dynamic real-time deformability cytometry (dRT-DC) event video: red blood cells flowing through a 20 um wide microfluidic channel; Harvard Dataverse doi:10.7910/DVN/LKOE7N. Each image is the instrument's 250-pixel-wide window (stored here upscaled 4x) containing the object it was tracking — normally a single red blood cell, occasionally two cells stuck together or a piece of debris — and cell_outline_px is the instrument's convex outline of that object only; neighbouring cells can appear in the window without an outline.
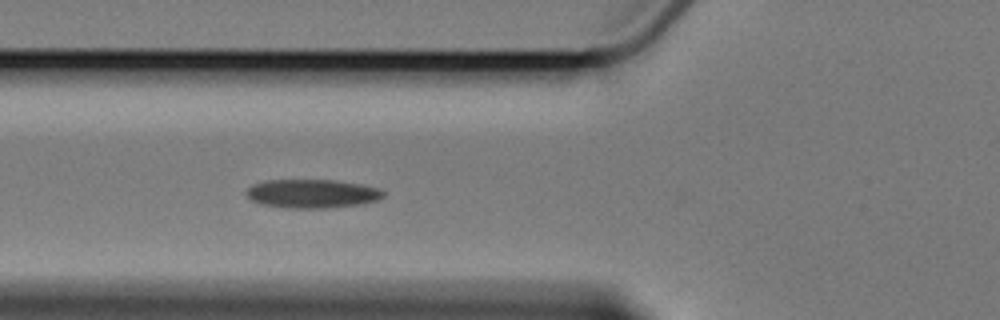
{"species": "Egyptian fruit bat (a non-hibernating species)", "species_latin": "Rousettus aegyptiacus", "temperature_condition": "cold", "stored_images_in_passage": 2, "camera_frame_rate_fps": 3000, "um_per_image_px": 0.085, "animal": {"sex": "female"}, "frame": {"image": 1, "passage_image": 2, "time_ms": 1.333, "image_size_px": [1000, 320], "cell_outline_px": [[384, 196], [380, 200], [360, 204], [328, 208], [284, 208], [260, 204], [248, 200], [244, 192], [252, 184], [264, 180], [336, 180], [360, 184], [380, 188], [384, 192]], "centroid_in_image_um": [26.49, 16.46], "position_along_channel_um": 99.3, "area_um2": 23.35}}